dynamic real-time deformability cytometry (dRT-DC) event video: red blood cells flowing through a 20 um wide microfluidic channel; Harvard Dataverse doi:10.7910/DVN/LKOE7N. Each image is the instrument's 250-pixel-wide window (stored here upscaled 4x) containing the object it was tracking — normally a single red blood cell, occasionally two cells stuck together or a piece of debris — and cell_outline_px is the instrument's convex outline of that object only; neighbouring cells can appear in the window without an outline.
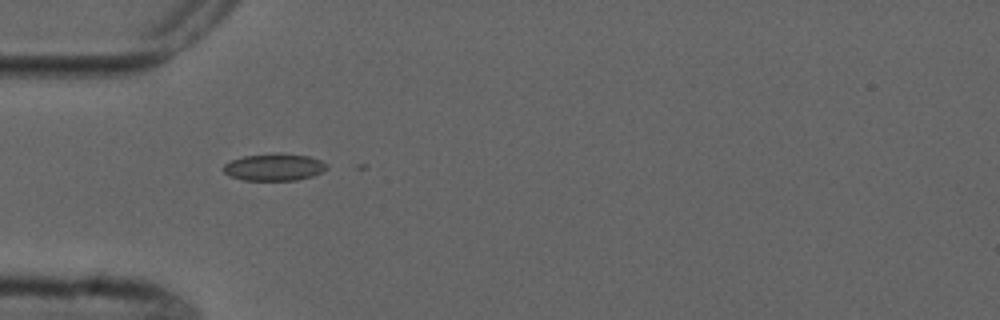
{"species": "common noctule bat (a hibernating species)", "species_latin": "Nyctalus noctula", "temperature_condition": "cold", "stored_images_in_passage": 3, "camera_frame_rate_fps": 3000, "um_per_image_px": 0.085, "animal": {"sex": "male", "forearm_length_mm": 52.5}, "frame": {"image": 1, "passage_image": 2, "time_ms": 1.333, "image_size_px": [1000, 320], "cell_outline_px": [[328, 168], [324, 172], [312, 176], [296, 180], [244, 180], [228, 176], [224, 172], [224, 164], [232, 160], [244, 156], [280, 152], [308, 156], [320, 160], [328, 164]], "centroid_in_image_um": [23.34, 14.2], "position_along_channel_um": 61.7, "area_um2": 16.47}}
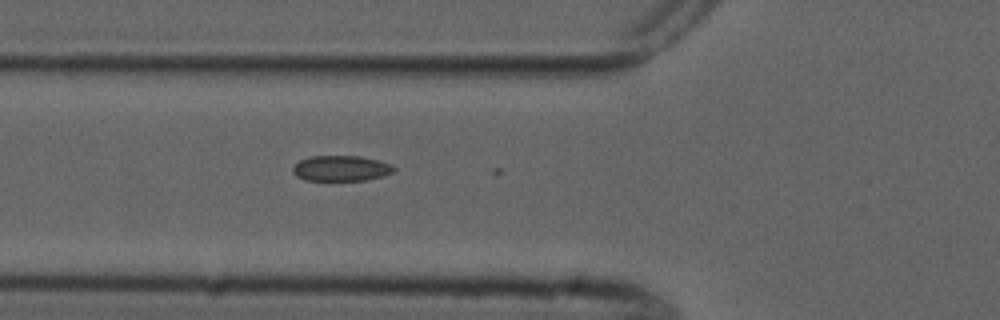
{"frame": {"image": 2, "passage_image": 3, "time_ms": 2.333, "image_size_px": [1000, 320], "cell_outline_px": [[396, 172], [384, 176], [364, 180], [304, 180], [296, 176], [292, 172], [292, 168], [300, 160], [312, 156], [360, 156], [380, 160], [392, 164], [396, 168]], "centroid_in_image_um": [29.04, 14.31], "position_along_channel_um": 96.8, "area_um2": 15.2}}